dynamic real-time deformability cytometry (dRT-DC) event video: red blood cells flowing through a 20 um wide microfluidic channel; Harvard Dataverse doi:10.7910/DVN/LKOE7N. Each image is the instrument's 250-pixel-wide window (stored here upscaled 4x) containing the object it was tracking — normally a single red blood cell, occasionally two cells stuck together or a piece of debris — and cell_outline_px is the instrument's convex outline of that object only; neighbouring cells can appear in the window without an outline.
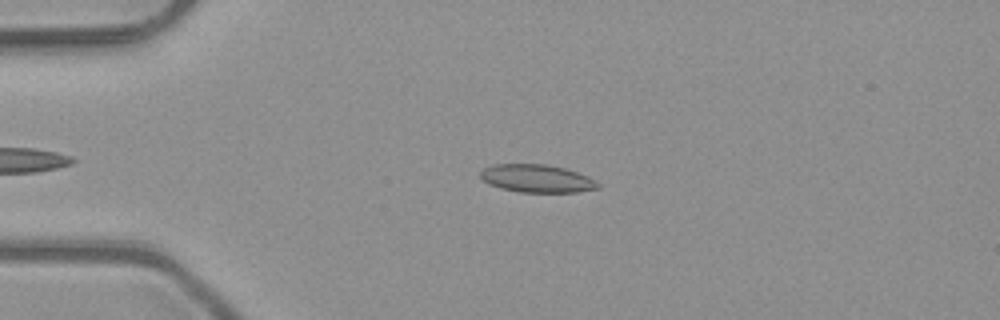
{"species": "common noctule bat (a hibernating species)", "species_latin": "Nyctalus noctula", "temperature_condition": "room temperature", "stored_images_in_passage": 46, "camera_frame_rate_fps": 3000, "um_per_image_px": 0.085, "animal": {"sex": "male", "body_mass_g": 23.1, "forearm_length_mm": 52.7}, "frame": {"image": 1, "passage_image": 12, "time_ms": 3.667, "image_size_px": [1000, 320], "cell_outline_px": [[600, 188], [576, 192], [520, 192], [500, 188], [488, 184], [480, 176], [480, 172], [484, 168], [492, 164], [544, 164], [564, 168], [588, 176], [596, 180], [600, 184]], "centroid_in_image_um": [45.64, 15.17], "position_along_channel_um": 39.4, "area_um2": 19.13}}
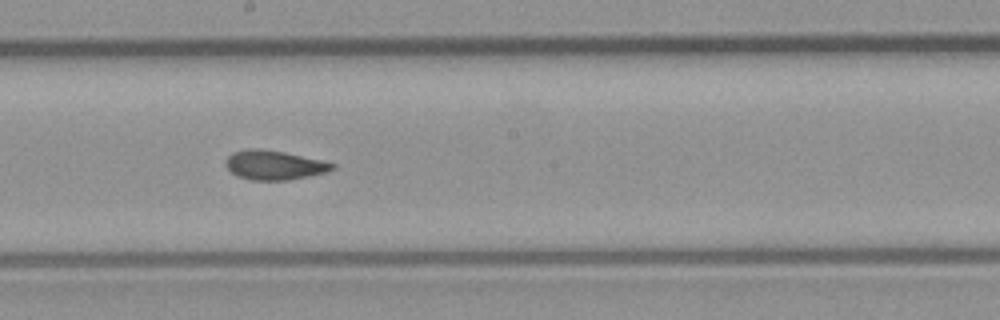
{"frame": {"image": 2, "passage_image": 28, "time_ms": 9.0, "image_size_px": [1000, 320], "cell_outline_px": [[336, 168], [328, 172], [288, 180], [252, 180], [236, 176], [224, 164], [224, 160], [232, 152], [248, 148], [260, 148], [284, 152], [320, 160], [336, 164]], "centroid_in_image_um": [23.28, 14.03], "position_along_channel_um": 224.9, "area_um2": 18.32}}
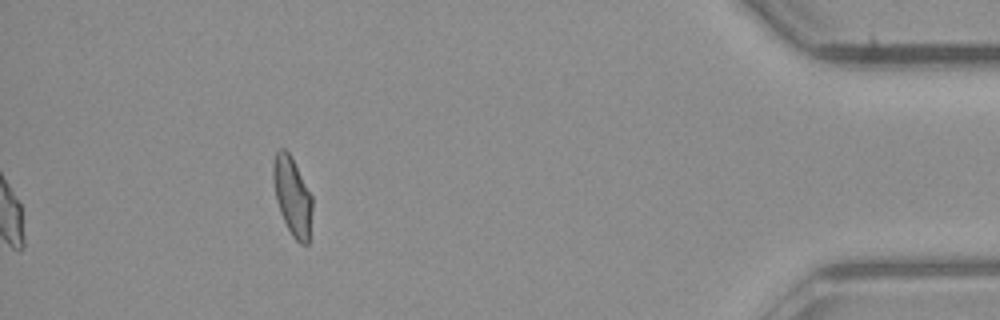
{"frame": {"image": 3, "passage_image": 46, "time_ms": 15.0, "image_size_px": [1000, 320], "cell_outline_px": [[312, 212], [308, 244], [300, 244], [292, 236], [280, 212], [276, 200], [272, 180], [272, 164], [276, 152], [280, 148], [284, 148], [288, 152], [312, 196]], "centroid_in_image_um": [24.83, 16.69], "position_along_channel_um": 410.4, "area_um2": 17.74}, "authors_computed_cell_mechanics": {"area_um2": 18.4093, "velocity_mm_per_s": 4.0679, "shape_relaxation_time_tau1_ms": null, "shape_relaxation_time_tau2_ms": 1.7071, "deformation_change_tau1": null, "deformation_change_tau2": 0.0727}}